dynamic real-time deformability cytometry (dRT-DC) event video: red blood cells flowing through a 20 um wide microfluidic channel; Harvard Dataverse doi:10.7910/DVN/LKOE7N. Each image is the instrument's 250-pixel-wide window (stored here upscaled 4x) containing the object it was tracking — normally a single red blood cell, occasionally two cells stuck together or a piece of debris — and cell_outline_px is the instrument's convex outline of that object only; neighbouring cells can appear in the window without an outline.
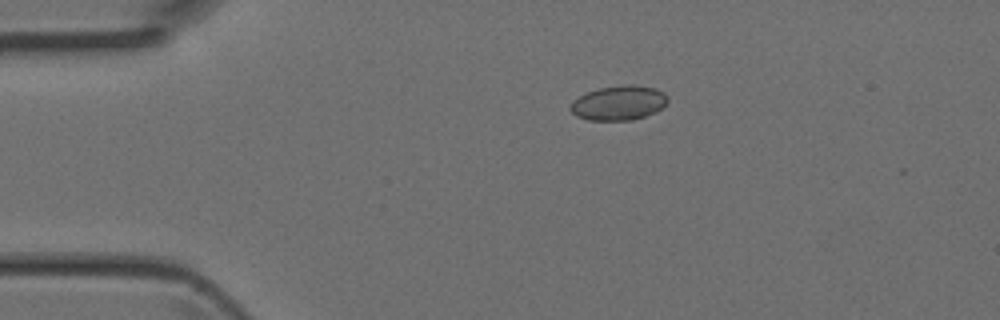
{"species": "Egyptian fruit bat (a non-hibernating species)", "species_latin": "Rousettus aegyptiacus", "temperature_condition": "room temperature", "stored_images_in_passage": 4, "camera_frame_rate_fps": 3000, "um_per_image_px": 0.085, "animal": {"sex": "female"}, "frame": {"image": 1, "passage_image": 3, "time_ms": 0.667, "image_size_px": [1000, 320], "cell_outline_px": [[668, 100], [656, 112], [632, 120], [588, 120], [576, 116], [568, 108], [572, 100], [588, 92], [600, 88], [624, 84], [636, 84], [656, 88], [664, 92], [668, 96]], "centroid_in_image_um": [52.59, 8.74], "position_along_channel_um": 32.4, "area_um2": 19.71}}